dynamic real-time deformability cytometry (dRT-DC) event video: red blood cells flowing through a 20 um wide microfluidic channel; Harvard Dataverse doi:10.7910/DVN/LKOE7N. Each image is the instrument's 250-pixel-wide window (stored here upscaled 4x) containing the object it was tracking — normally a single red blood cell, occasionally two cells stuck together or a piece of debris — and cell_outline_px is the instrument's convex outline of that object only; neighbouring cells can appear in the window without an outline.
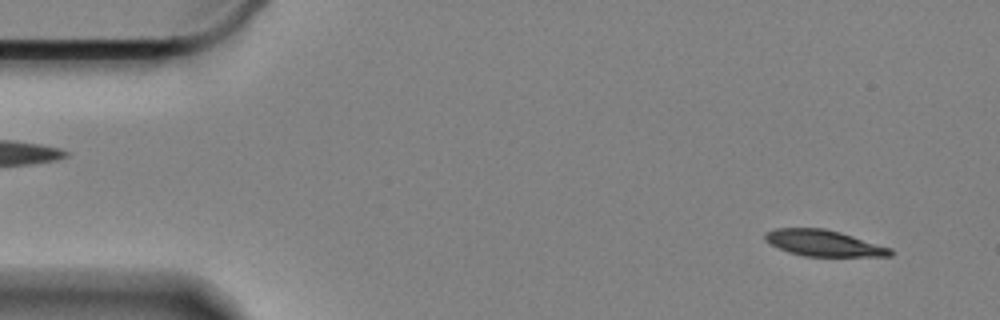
{"species": "Egyptian fruit bat (a non-hibernating species)", "species_latin": "Rousettus aegyptiacus", "temperature_condition": "cold", "stored_images_in_passage": 27, "camera_frame_rate_fps": 3000, "um_per_image_px": 0.085, "animal": {"sex": "female"}, "frame": {"image": 1, "passage_image": 4, "time_ms": 1.0, "image_size_px": [1000, 320], "cell_outline_px": [[892, 256], [804, 256], [788, 252], [764, 240], [764, 232], [776, 228], [824, 228], [840, 232], [892, 248]], "centroid_in_image_um": [69.99, 20.66], "position_along_channel_um": 15.0, "area_um2": 19.02}}
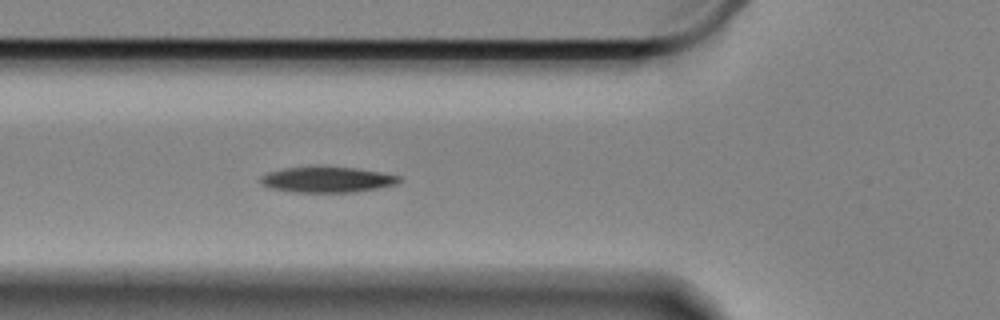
{"frame": {"image": 2, "passage_image": 20, "time_ms": 6.333, "image_size_px": [1000, 320], "cell_outline_px": [[400, 180], [396, 184], [356, 192], [292, 192], [268, 188], [260, 184], [260, 176], [268, 172], [284, 168], [356, 168], [380, 172], [400, 176]], "centroid_in_image_um": [27.76, 15.29], "position_along_channel_um": 98.0, "area_um2": 20.35}}
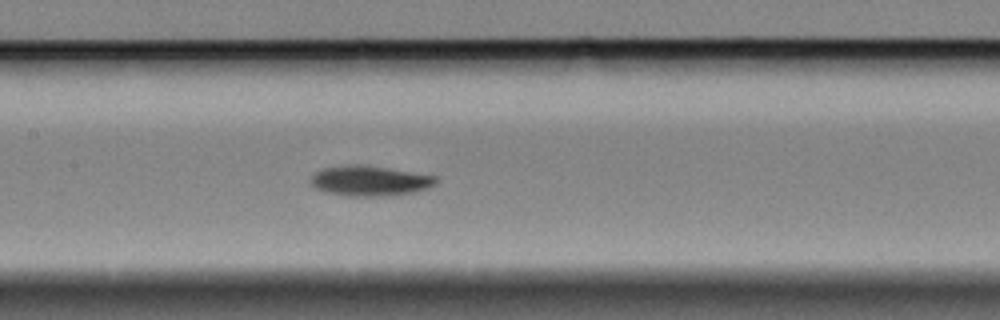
{"frame": {"image": 3, "passage_image": 27, "time_ms": 8.667, "image_size_px": [1000, 320], "cell_outline_px": [[440, 180], [436, 184], [428, 188], [416, 192], [392, 196], [348, 196], [324, 192], [316, 188], [308, 180], [316, 172], [324, 168], [348, 164], [356, 164], [384, 168], [436, 176]], "centroid_in_image_um": [31.44, 15.39], "position_along_channel_um": 176.0, "area_um2": 22.08}}